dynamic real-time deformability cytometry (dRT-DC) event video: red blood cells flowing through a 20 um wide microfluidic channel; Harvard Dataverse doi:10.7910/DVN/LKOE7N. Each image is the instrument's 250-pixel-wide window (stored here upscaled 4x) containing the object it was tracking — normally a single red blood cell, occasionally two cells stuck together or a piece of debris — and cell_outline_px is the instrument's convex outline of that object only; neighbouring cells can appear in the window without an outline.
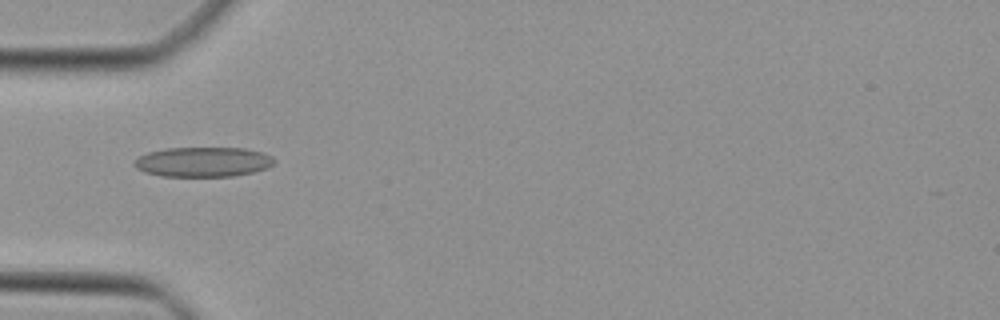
{"species": "Egyptian fruit bat (a non-hibernating species)", "species_latin": "Rousettus aegyptiacus", "temperature_condition": "cold", "stored_images_in_passage": 25, "camera_frame_rate_fps": 3000, "um_per_image_px": 0.085, "animal": {"sex": "female"}, "frame": {"image": 1, "passage_image": 1, "time_ms": 0.0, "image_size_px": [1000, 320], "cell_outline_px": [[272, 164], [264, 168], [252, 172], [232, 176], [160, 176], [144, 172], [136, 168], [132, 164], [140, 156], [148, 152], [164, 148], [244, 148], [260, 152], [272, 156]], "centroid_in_image_um": [17.19, 13.76], "position_along_channel_um": 67.8, "area_um2": 24.04}}
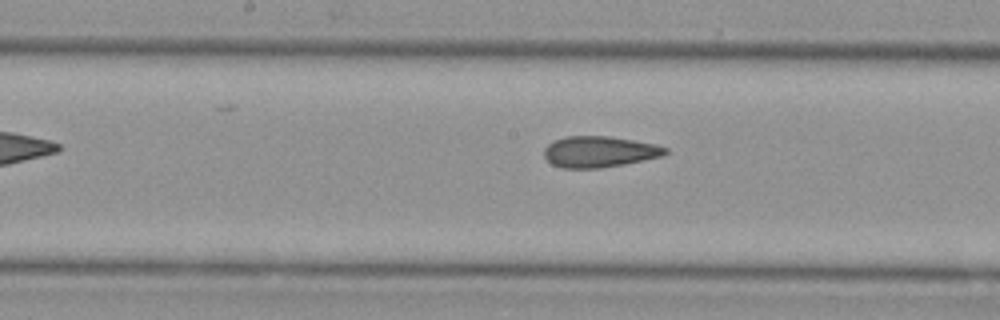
{"frame": {"image": 2, "passage_image": 10, "time_ms": 3.0, "image_size_px": [1000, 320], "cell_outline_px": [[668, 152], [660, 156], [624, 164], [600, 168], [560, 168], [552, 164], [544, 156], [544, 148], [552, 140], [564, 136], [608, 136], [656, 144], [668, 148]], "centroid_in_image_um": [50.9, 12.89], "position_along_channel_um": 197.3, "area_um2": 21.96}}
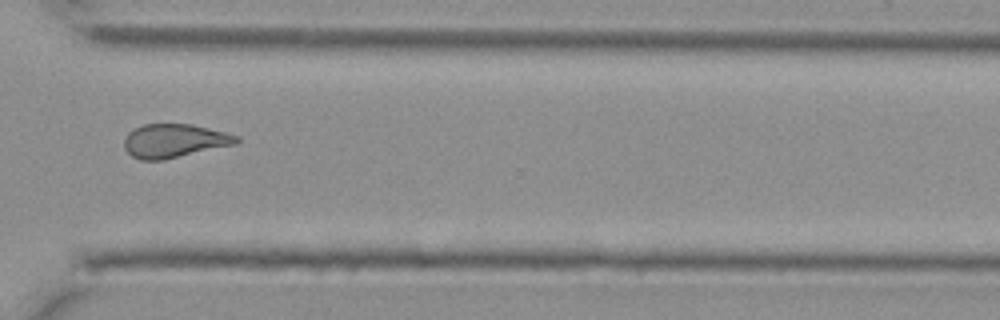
{"frame": {"image": 3, "passage_image": 21, "time_ms": 6.667, "image_size_px": [1000, 320], "cell_outline_px": [[240, 140], [236, 144], [164, 160], [140, 160], [132, 156], [124, 148], [124, 140], [128, 132], [144, 124], [192, 124], [240, 136]], "centroid_in_image_um": [14.82, 11.97], "position_along_channel_um": 355.8, "area_um2": 22.02}}